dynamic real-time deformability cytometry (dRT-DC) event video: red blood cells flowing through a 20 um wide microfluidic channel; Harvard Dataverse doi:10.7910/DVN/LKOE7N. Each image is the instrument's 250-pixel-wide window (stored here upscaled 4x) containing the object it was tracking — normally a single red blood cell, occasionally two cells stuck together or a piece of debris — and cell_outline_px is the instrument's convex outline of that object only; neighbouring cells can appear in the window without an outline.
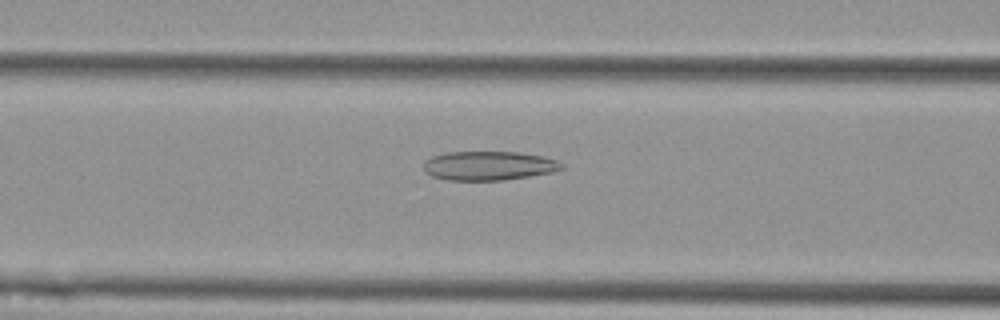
{"species": "Egyptian fruit bat (a non-hibernating species)", "species_latin": "Rousettus aegyptiacus", "temperature_condition": "cold", "stored_images_in_passage": 53, "camera_frame_rate_fps": 3000, "um_per_image_px": 0.085, "animal": {"sex": "female"}, "frame": {"image": 1, "passage_image": 20, "time_ms": 6.333, "image_size_px": [1000, 320], "cell_outline_px": [[564, 168], [552, 172], [504, 180], [448, 180], [432, 176], [424, 172], [424, 160], [432, 156], [448, 152], [520, 152], [544, 156], [556, 160], [564, 164]], "centroid_in_image_um": [41.54, 14.08], "position_along_channel_um": 125.1, "area_um2": 23.47}}
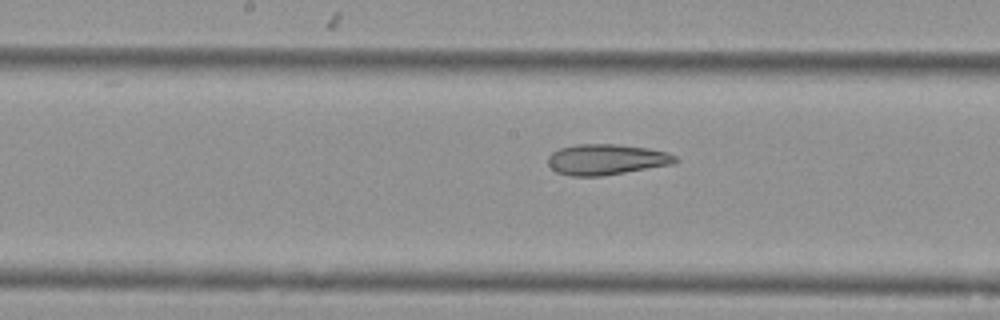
{"frame": {"image": 2, "passage_image": 26, "time_ms": 8.333, "image_size_px": [1000, 320], "cell_outline_px": [[680, 160], [676, 164], [600, 176], [572, 176], [556, 172], [548, 164], [548, 156], [552, 152], [560, 148], [576, 144], [616, 144], [648, 148], [668, 152], [676, 156]], "centroid_in_image_um": [51.58, 13.55], "position_along_channel_um": 196.6, "area_um2": 22.95}}
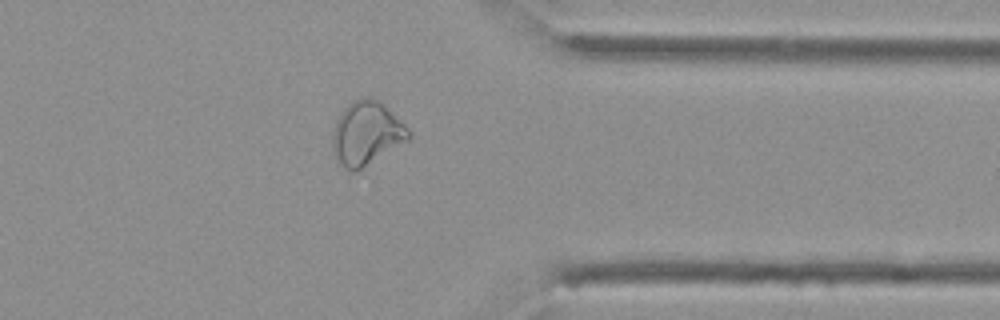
{"frame": {"image": 3, "passage_image": 42, "time_ms": 13.667, "image_size_px": [1000, 320], "cell_outline_px": [[412, 136], [408, 140], [356, 172], [344, 168], [336, 156], [332, 148], [332, 132], [336, 120], [344, 108], [348, 104], [360, 96], [372, 96], [404, 124], [412, 132]], "centroid_in_image_um": [31.14, 11.32], "position_along_channel_um": 380.3, "area_um2": 27.98}, "authors_computed_cell_mechanics": {"area_um2": 27.6862, "velocity_mm_per_s": 3.5934, "shape_relaxation_time_tau1_ms": null, "shape_relaxation_time_tau2_ms": 4.1135, "deformation_change_tau1": null, "deformation_change_tau2": 0.121}}